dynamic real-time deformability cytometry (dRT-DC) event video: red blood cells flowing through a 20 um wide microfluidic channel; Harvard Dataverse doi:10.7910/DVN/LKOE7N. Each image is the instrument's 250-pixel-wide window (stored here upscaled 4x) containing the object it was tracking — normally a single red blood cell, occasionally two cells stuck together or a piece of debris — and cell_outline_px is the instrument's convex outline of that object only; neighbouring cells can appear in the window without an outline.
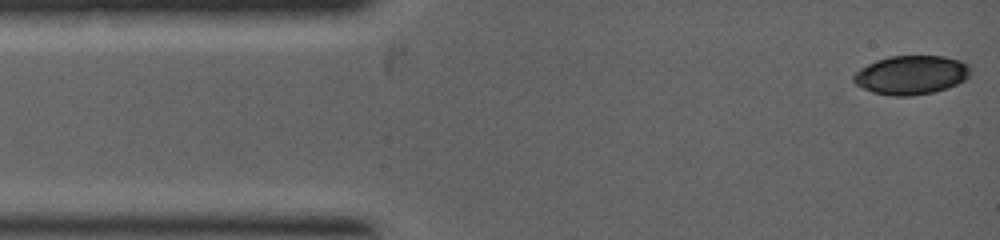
{"species": "common noctule bat (a hibernating species)", "species_latin": "Nyctalus noctula", "temperature_condition": "warm", "stored_images_in_passage": 44, "camera_frame_rate_fps": 5000, "um_per_image_px": 0.085, "animal": {"sex": "female", "body_mass_g": 19.0, "forearm_length_mm": 53.3}, "frame": {"image": 1, "passage_image": 1, "time_ms": 0.0, "image_size_px": [1000, 240], "cell_outline_px": [[972, 72], [964, 80], [948, 88], [932, 92], [912, 96], [892, 96], [872, 92], [856, 84], [852, 80], [852, 76], [860, 68], [876, 60], [888, 56], [944, 56], [960, 60], [968, 64], [972, 68]], "centroid_in_image_um": [77.46, 6.37], "position_along_channel_um": 7.5, "area_um2": 26.65}}
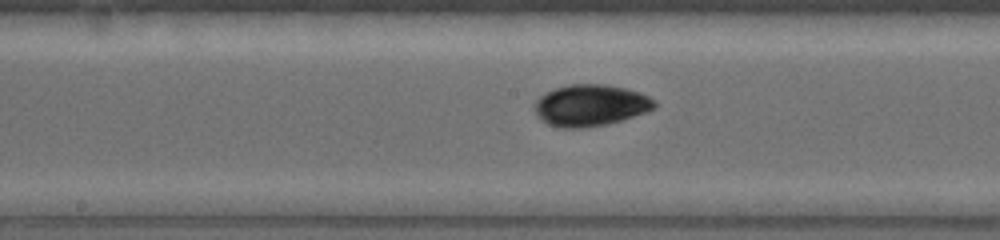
{"frame": {"image": 2, "passage_image": 20, "time_ms": 3.8, "image_size_px": [1000, 240], "cell_outline_px": [[656, 108], [648, 112], [608, 124], [584, 128], [560, 128], [548, 124], [540, 120], [536, 116], [532, 108], [532, 104], [540, 96], [556, 88], [568, 84], [604, 84], [624, 88], [640, 92], [656, 100]], "centroid_in_image_um": [50.17, 8.96], "position_along_channel_um": 198.0, "area_um2": 29.48}}
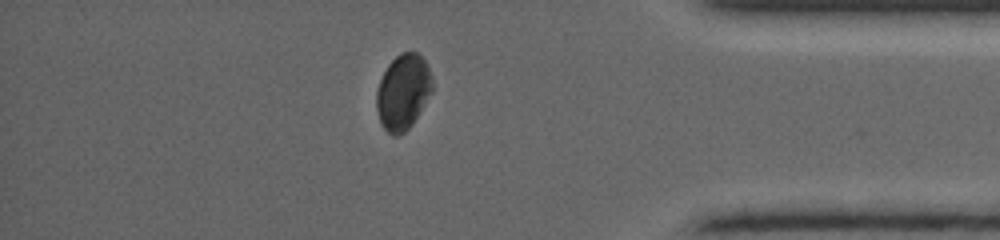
{"frame": {"image": 3, "passage_image": 38, "time_ms": 7.0, "image_size_px": [1000, 240], "cell_outline_px": [[432, 92], [412, 124], [400, 136], [392, 136], [380, 124], [376, 108], [376, 92], [380, 80], [388, 64], [400, 52], [416, 52], [424, 60], [432, 76]], "centroid_in_image_um": [34.24, 7.84], "position_along_channel_um": 401.0, "area_um2": 24.51}}